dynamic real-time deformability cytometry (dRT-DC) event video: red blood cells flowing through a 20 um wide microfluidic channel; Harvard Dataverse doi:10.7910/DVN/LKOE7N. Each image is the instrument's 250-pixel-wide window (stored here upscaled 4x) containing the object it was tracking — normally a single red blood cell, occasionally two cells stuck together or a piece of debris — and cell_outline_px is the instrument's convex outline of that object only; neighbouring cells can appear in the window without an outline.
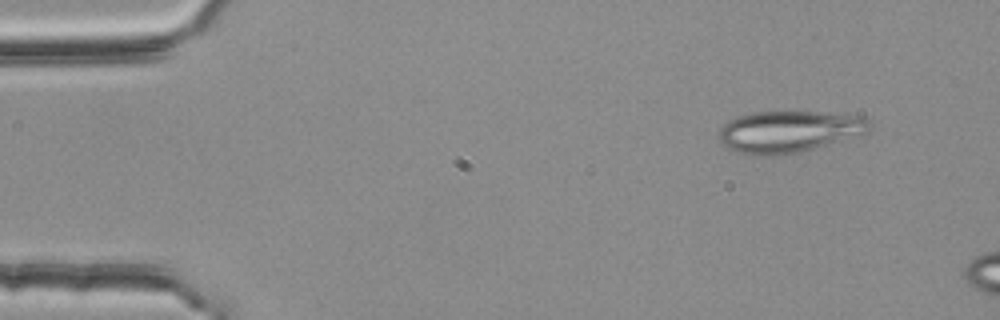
{"species": "common noctule bat (a hibernating species)", "species_latin": "Nyctalus noctula", "temperature_condition": "room temperature", "stored_images_in_passage": 3, "camera_frame_rate_fps": 3000, "um_per_image_px": 0.085, "animal": {"sex": "female", "body_mass_g": 25.1}, "frame": {"image": 1, "passage_image": 1, "time_ms": 0.0, "image_size_px": [1000, 320], "cell_outline_px": [[872, 128], [868, 132], [812, 148], [796, 152], [768, 156], [756, 156], [736, 152], [724, 144], [716, 136], [720, 128], [728, 120], [752, 112], [824, 112], [864, 116], [872, 124]], "centroid_in_image_um": [67.03, 11.17], "position_along_channel_um": 18.0, "area_um2": 36.36}}